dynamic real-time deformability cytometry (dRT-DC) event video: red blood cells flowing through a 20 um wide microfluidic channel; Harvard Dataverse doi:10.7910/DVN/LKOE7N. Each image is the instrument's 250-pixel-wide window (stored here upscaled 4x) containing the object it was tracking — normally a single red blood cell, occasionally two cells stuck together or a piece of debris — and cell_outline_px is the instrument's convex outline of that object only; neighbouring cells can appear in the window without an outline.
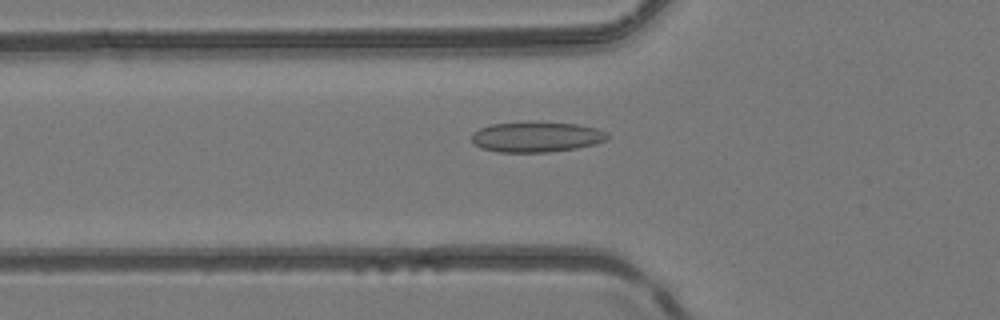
{"species": "common noctule bat (a hibernating species)", "species_latin": "Nyctalus noctula", "temperature_condition": "room temperature", "stored_images_in_passage": 50, "camera_frame_rate_fps": 3000, "um_per_image_px": 0.085, "animal": {"sex": "female", "body_mass_g": 24.6, "forearm_length_mm": 56.2}, "frame": {"image": 1, "passage_image": 18, "time_ms": 5.667, "image_size_px": [1000, 320], "cell_outline_px": [[608, 136], [604, 140], [596, 144], [576, 148], [548, 152], [500, 152], [480, 148], [472, 140], [472, 132], [480, 128], [492, 124], [576, 124], [596, 128], [608, 132]], "centroid_in_image_um": [45.6, 11.67], "position_along_channel_um": 80.2, "area_um2": 23.18}}
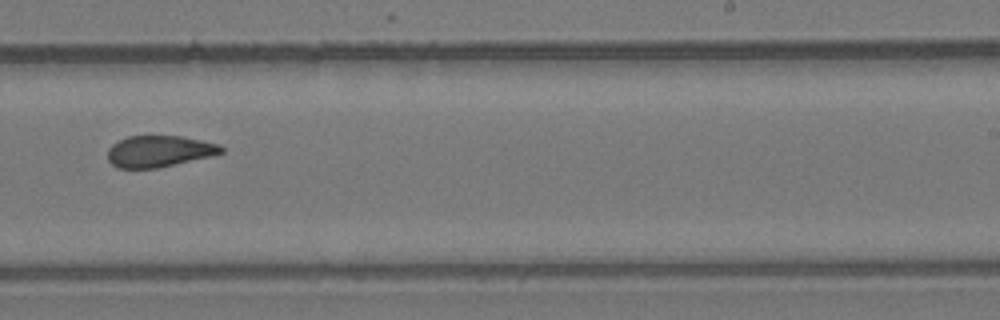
{"frame": {"image": 2, "passage_image": 32, "time_ms": 10.333, "image_size_px": [1000, 320], "cell_outline_px": [[224, 152], [212, 156], [160, 168], [116, 168], [108, 160], [108, 148], [112, 144], [128, 136], [180, 136], [220, 144], [224, 148]], "centroid_in_image_um": [13.54, 12.87], "position_along_channel_um": 275.5, "area_um2": 20.92}}
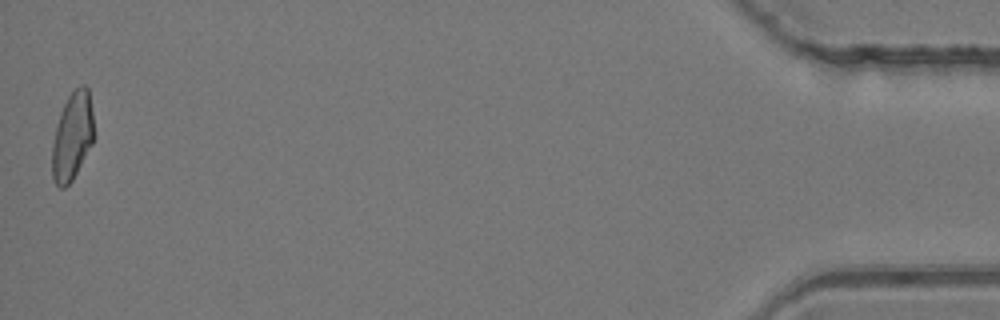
{"frame": {"image": 3, "passage_image": 50, "time_ms": 16.333, "image_size_px": [1000, 320], "cell_outline_px": [[92, 144], [72, 180], [64, 188], [60, 188], [56, 184], [52, 176], [52, 144], [60, 112], [68, 96], [80, 84], [84, 84], [88, 88], [92, 112]], "centroid_in_image_um": [6.13, 11.58], "position_along_channel_um": 429.1, "area_um2": 21.04}, "authors_computed_cell_mechanics": {"area_um2": 22.2241, "velocity_mm_per_s": 4.1694, "shape_relaxation_time_tau1_ms": null, "shape_relaxation_time_tau2_ms": 1.8747, "deformation_change_tau1": null, "deformation_change_tau2": 0.0756}}